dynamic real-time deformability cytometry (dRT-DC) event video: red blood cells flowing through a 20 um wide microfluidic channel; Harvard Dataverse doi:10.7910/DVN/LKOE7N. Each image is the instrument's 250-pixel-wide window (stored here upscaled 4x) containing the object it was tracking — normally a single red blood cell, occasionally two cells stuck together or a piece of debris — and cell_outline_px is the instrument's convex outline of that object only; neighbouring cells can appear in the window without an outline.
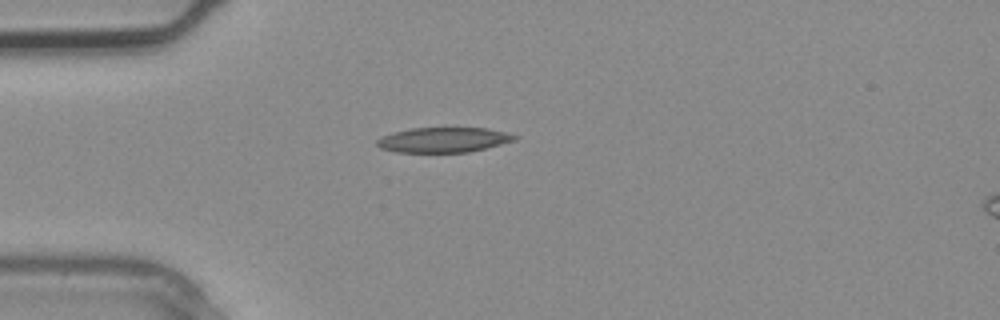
{"species": "common noctule bat (a hibernating species)", "species_latin": "Nyctalus noctula", "temperature_condition": "warm", "stored_images_in_passage": 2, "camera_frame_rate_fps": 3000, "um_per_image_px": 0.085, "animal": {"sex": "male", "body_mass_g": 20.4}, "frame": {"image": 1, "passage_image": 1, "time_ms": 0.0, "image_size_px": [1000, 320], "cell_outline_px": [[520, 136], [516, 140], [468, 152], [396, 152], [380, 148], [376, 144], [376, 140], [380, 136], [392, 132], [412, 128], [488, 128], [508, 132]], "centroid_in_image_um": [37.69, 11.88], "position_along_channel_um": 47.3, "area_um2": 20.17}}